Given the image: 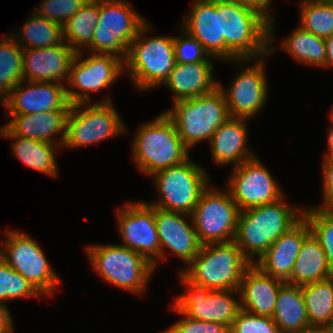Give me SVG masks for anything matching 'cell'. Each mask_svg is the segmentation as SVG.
I'll return each mask as SVG.
<instances>
[{
	"instance_id": "cell-1",
	"label": "cell",
	"mask_w": 333,
	"mask_h": 333,
	"mask_svg": "<svg viewBox=\"0 0 333 333\" xmlns=\"http://www.w3.org/2000/svg\"><path fill=\"white\" fill-rule=\"evenodd\" d=\"M286 198L239 213L234 242L252 264L303 217L304 206L296 207Z\"/></svg>"
},
{
	"instance_id": "cell-2",
	"label": "cell",
	"mask_w": 333,
	"mask_h": 333,
	"mask_svg": "<svg viewBox=\"0 0 333 333\" xmlns=\"http://www.w3.org/2000/svg\"><path fill=\"white\" fill-rule=\"evenodd\" d=\"M133 137L132 160L144 175L152 176L190 158V149L184 144L174 122L165 112L138 126Z\"/></svg>"
},
{
	"instance_id": "cell-3",
	"label": "cell",
	"mask_w": 333,
	"mask_h": 333,
	"mask_svg": "<svg viewBox=\"0 0 333 333\" xmlns=\"http://www.w3.org/2000/svg\"><path fill=\"white\" fill-rule=\"evenodd\" d=\"M220 39L226 45V62L256 59L269 54V19L258 10L219 0Z\"/></svg>"
},
{
	"instance_id": "cell-4",
	"label": "cell",
	"mask_w": 333,
	"mask_h": 333,
	"mask_svg": "<svg viewBox=\"0 0 333 333\" xmlns=\"http://www.w3.org/2000/svg\"><path fill=\"white\" fill-rule=\"evenodd\" d=\"M154 29L147 21L131 42L124 60L125 73L138 91L162 86L176 64L174 36H150Z\"/></svg>"
},
{
	"instance_id": "cell-5",
	"label": "cell",
	"mask_w": 333,
	"mask_h": 333,
	"mask_svg": "<svg viewBox=\"0 0 333 333\" xmlns=\"http://www.w3.org/2000/svg\"><path fill=\"white\" fill-rule=\"evenodd\" d=\"M252 263L234 241L201 245L181 272L189 281L216 290H239L242 276Z\"/></svg>"
},
{
	"instance_id": "cell-6",
	"label": "cell",
	"mask_w": 333,
	"mask_h": 333,
	"mask_svg": "<svg viewBox=\"0 0 333 333\" xmlns=\"http://www.w3.org/2000/svg\"><path fill=\"white\" fill-rule=\"evenodd\" d=\"M91 267L105 283L144 294L155 268L144 256L119 244H91L85 246Z\"/></svg>"
},
{
	"instance_id": "cell-7",
	"label": "cell",
	"mask_w": 333,
	"mask_h": 333,
	"mask_svg": "<svg viewBox=\"0 0 333 333\" xmlns=\"http://www.w3.org/2000/svg\"><path fill=\"white\" fill-rule=\"evenodd\" d=\"M174 122L184 144L191 150L197 144L209 143L214 132L230 118L223 92H213L173 103L164 111Z\"/></svg>"
},
{
	"instance_id": "cell-8",
	"label": "cell",
	"mask_w": 333,
	"mask_h": 333,
	"mask_svg": "<svg viewBox=\"0 0 333 333\" xmlns=\"http://www.w3.org/2000/svg\"><path fill=\"white\" fill-rule=\"evenodd\" d=\"M126 126L109 95L90 103L73 104L66 119L64 148H79L127 134Z\"/></svg>"
},
{
	"instance_id": "cell-9",
	"label": "cell",
	"mask_w": 333,
	"mask_h": 333,
	"mask_svg": "<svg viewBox=\"0 0 333 333\" xmlns=\"http://www.w3.org/2000/svg\"><path fill=\"white\" fill-rule=\"evenodd\" d=\"M5 231L4 239L1 240L0 258L21 274L44 298L55 295L62 280L38 241L17 229L6 228Z\"/></svg>"
},
{
	"instance_id": "cell-10",
	"label": "cell",
	"mask_w": 333,
	"mask_h": 333,
	"mask_svg": "<svg viewBox=\"0 0 333 333\" xmlns=\"http://www.w3.org/2000/svg\"><path fill=\"white\" fill-rule=\"evenodd\" d=\"M127 0H99V20L87 53L126 59L129 46L148 21Z\"/></svg>"
},
{
	"instance_id": "cell-11",
	"label": "cell",
	"mask_w": 333,
	"mask_h": 333,
	"mask_svg": "<svg viewBox=\"0 0 333 333\" xmlns=\"http://www.w3.org/2000/svg\"><path fill=\"white\" fill-rule=\"evenodd\" d=\"M158 193L156 201L149 202L162 210L191 215L202 191L211 179L202 165L189 158L187 161L160 170L150 176Z\"/></svg>"
},
{
	"instance_id": "cell-12",
	"label": "cell",
	"mask_w": 333,
	"mask_h": 333,
	"mask_svg": "<svg viewBox=\"0 0 333 333\" xmlns=\"http://www.w3.org/2000/svg\"><path fill=\"white\" fill-rule=\"evenodd\" d=\"M223 189L209 184L191 213L201 245L234 241L240 210L227 188Z\"/></svg>"
},
{
	"instance_id": "cell-13",
	"label": "cell",
	"mask_w": 333,
	"mask_h": 333,
	"mask_svg": "<svg viewBox=\"0 0 333 333\" xmlns=\"http://www.w3.org/2000/svg\"><path fill=\"white\" fill-rule=\"evenodd\" d=\"M268 56L269 54L256 59L229 61L241 68L239 72H236L237 74L228 88L218 81V87L225 96L230 117L251 120L264 107L268 100L270 87L265 65Z\"/></svg>"
},
{
	"instance_id": "cell-14",
	"label": "cell",
	"mask_w": 333,
	"mask_h": 333,
	"mask_svg": "<svg viewBox=\"0 0 333 333\" xmlns=\"http://www.w3.org/2000/svg\"><path fill=\"white\" fill-rule=\"evenodd\" d=\"M85 54V51L76 52L70 66L65 88L71 105L93 103L91 93L110 88L125 74L124 59L112 54L93 53H88L86 58Z\"/></svg>"
},
{
	"instance_id": "cell-15",
	"label": "cell",
	"mask_w": 333,
	"mask_h": 333,
	"mask_svg": "<svg viewBox=\"0 0 333 333\" xmlns=\"http://www.w3.org/2000/svg\"><path fill=\"white\" fill-rule=\"evenodd\" d=\"M178 276L185 286V292L175 296L172 304L181 313L196 320L222 323L228 328L231 327L241 309L238 290L212 291L192 283L181 272Z\"/></svg>"
},
{
	"instance_id": "cell-16",
	"label": "cell",
	"mask_w": 333,
	"mask_h": 333,
	"mask_svg": "<svg viewBox=\"0 0 333 333\" xmlns=\"http://www.w3.org/2000/svg\"><path fill=\"white\" fill-rule=\"evenodd\" d=\"M123 205L116 210L117 228L122 240L119 245L141 254L157 270L160 263V241L155 207L145 200L128 201Z\"/></svg>"
},
{
	"instance_id": "cell-17",
	"label": "cell",
	"mask_w": 333,
	"mask_h": 333,
	"mask_svg": "<svg viewBox=\"0 0 333 333\" xmlns=\"http://www.w3.org/2000/svg\"><path fill=\"white\" fill-rule=\"evenodd\" d=\"M259 156L231 168L226 188L240 212L278 201L286 195Z\"/></svg>"
},
{
	"instance_id": "cell-18",
	"label": "cell",
	"mask_w": 333,
	"mask_h": 333,
	"mask_svg": "<svg viewBox=\"0 0 333 333\" xmlns=\"http://www.w3.org/2000/svg\"><path fill=\"white\" fill-rule=\"evenodd\" d=\"M155 221L160 241V262L167 261L172 254L187 266L201 247L191 215L155 207Z\"/></svg>"
},
{
	"instance_id": "cell-19",
	"label": "cell",
	"mask_w": 333,
	"mask_h": 333,
	"mask_svg": "<svg viewBox=\"0 0 333 333\" xmlns=\"http://www.w3.org/2000/svg\"><path fill=\"white\" fill-rule=\"evenodd\" d=\"M66 85L56 82L22 80L2 101L6 114H34L51 110H70Z\"/></svg>"
},
{
	"instance_id": "cell-20",
	"label": "cell",
	"mask_w": 333,
	"mask_h": 333,
	"mask_svg": "<svg viewBox=\"0 0 333 333\" xmlns=\"http://www.w3.org/2000/svg\"><path fill=\"white\" fill-rule=\"evenodd\" d=\"M75 54L64 41L52 47L23 49V80L65 85Z\"/></svg>"
},
{
	"instance_id": "cell-21",
	"label": "cell",
	"mask_w": 333,
	"mask_h": 333,
	"mask_svg": "<svg viewBox=\"0 0 333 333\" xmlns=\"http://www.w3.org/2000/svg\"><path fill=\"white\" fill-rule=\"evenodd\" d=\"M180 27L195 37L211 57L226 62V45L220 39L219 0H194Z\"/></svg>"
},
{
	"instance_id": "cell-22",
	"label": "cell",
	"mask_w": 333,
	"mask_h": 333,
	"mask_svg": "<svg viewBox=\"0 0 333 333\" xmlns=\"http://www.w3.org/2000/svg\"><path fill=\"white\" fill-rule=\"evenodd\" d=\"M311 229L304 217L274 241L267 251L254 263L264 273L287 282Z\"/></svg>"
},
{
	"instance_id": "cell-23",
	"label": "cell",
	"mask_w": 333,
	"mask_h": 333,
	"mask_svg": "<svg viewBox=\"0 0 333 333\" xmlns=\"http://www.w3.org/2000/svg\"><path fill=\"white\" fill-rule=\"evenodd\" d=\"M248 120L230 117L217 128L208 143L214 164L233 168L256 156L248 145Z\"/></svg>"
},
{
	"instance_id": "cell-24",
	"label": "cell",
	"mask_w": 333,
	"mask_h": 333,
	"mask_svg": "<svg viewBox=\"0 0 333 333\" xmlns=\"http://www.w3.org/2000/svg\"><path fill=\"white\" fill-rule=\"evenodd\" d=\"M285 282L264 273L258 266L251 264L242 276L239 287L241 309L272 317L277 296Z\"/></svg>"
},
{
	"instance_id": "cell-25",
	"label": "cell",
	"mask_w": 333,
	"mask_h": 333,
	"mask_svg": "<svg viewBox=\"0 0 333 333\" xmlns=\"http://www.w3.org/2000/svg\"><path fill=\"white\" fill-rule=\"evenodd\" d=\"M69 110H51L34 114H5L4 126L14 135L50 142L63 147ZM60 135V136H59ZM55 136L60 139L56 141Z\"/></svg>"
},
{
	"instance_id": "cell-26",
	"label": "cell",
	"mask_w": 333,
	"mask_h": 333,
	"mask_svg": "<svg viewBox=\"0 0 333 333\" xmlns=\"http://www.w3.org/2000/svg\"><path fill=\"white\" fill-rule=\"evenodd\" d=\"M213 62L174 65L163 86L172 92V102L194 98L213 92L218 87Z\"/></svg>"
},
{
	"instance_id": "cell-27",
	"label": "cell",
	"mask_w": 333,
	"mask_h": 333,
	"mask_svg": "<svg viewBox=\"0 0 333 333\" xmlns=\"http://www.w3.org/2000/svg\"><path fill=\"white\" fill-rule=\"evenodd\" d=\"M274 17L269 20V54L279 49L287 52L291 58L304 66L326 69L325 39L317 37L302 29L299 25L291 33L282 39V46H274L275 21Z\"/></svg>"
},
{
	"instance_id": "cell-28",
	"label": "cell",
	"mask_w": 333,
	"mask_h": 333,
	"mask_svg": "<svg viewBox=\"0 0 333 333\" xmlns=\"http://www.w3.org/2000/svg\"><path fill=\"white\" fill-rule=\"evenodd\" d=\"M0 137L12 140L10 145L13 156L27 167L35 169L51 178L59 176L56 151L61 146L50 142L16 136L4 125L0 128Z\"/></svg>"
},
{
	"instance_id": "cell-29",
	"label": "cell",
	"mask_w": 333,
	"mask_h": 333,
	"mask_svg": "<svg viewBox=\"0 0 333 333\" xmlns=\"http://www.w3.org/2000/svg\"><path fill=\"white\" fill-rule=\"evenodd\" d=\"M333 276L325 251L311 233L303 242L294 263L288 284L303 286Z\"/></svg>"
},
{
	"instance_id": "cell-30",
	"label": "cell",
	"mask_w": 333,
	"mask_h": 333,
	"mask_svg": "<svg viewBox=\"0 0 333 333\" xmlns=\"http://www.w3.org/2000/svg\"><path fill=\"white\" fill-rule=\"evenodd\" d=\"M272 319L281 333H300L310 326L301 286H281Z\"/></svg>"
},
{
	"instance_id": "cell-31",
	"label": "cell",
	"mask_w": 333,
	"mask_h": 333,
	"mask_svg": "<svg viewBox=\"0 0 333 333\" xmlns=\"http://www.w3.org/2000/svg\"><path fill=\"white\" fill-rule=\"evenodd\" d=\"M30 15L32 16L20 26V31L10 33L22 49L52 47L63 42L60 24L39 16L35 11Z\"/></svg>"
},
{
	"instance_id": "cell-32",
	"label": "cell",
	"mask_w": 333,
	"mask_h": 333,
	"mask_svg": "<svg viewBox=\"0 0 333 333\" xmlns=\"http://www.w3.org/2000/svg\"><path fill=\"white\" fill-rule=\"evenodd\" d=\"M99 20V0H88L62 26L63 41L75 52L84 51L92 42Z\"/></svg>"
},
{
	"instance_id": "cell-33",
	"label": "cell",
	"mask_w": 333,
	"mask_h": 333,
	"mask_svg": "<svg viewBox=\"0 0 333 333\" xmlns=\"http://www.w3.org/2000/svg\"><path fill=\"white\" fill-rule=\"evenodd\" d=\"M310 326H324L333 319V276L301 286Z\"/></svg>"
},
{
	"instance_id": "cell-34",
	"label": "cell",
	"mask_w": 333,
	"mask_h": 333,
	"mask_svg": "<svg viewBox=\"0 0 333 333\" xmlns=\"http://www.w3.org/2000/svg\"><path fill=\"white\" fill-rule=\"evenodd\" d=\"M23 80V49L7 34L0 40V101Z\"/></svg>"
},
{
	"instance_id": "cell-35",
	"label": "cell",
	"mask_w": 333,
	"mask_h": 333,
	"mask_svg": "<svg viewBox=\"0 0 333 333\" xmlns=\"http://www.w3.org/2000/svg\"><path fill=\"white\" fill-rule=\"evenodd\" d=\"M299 26L320 38L333 35V0H299Z\"/></svg>"
},
{
	"instance_id": "cell-36",
	"label": "cell",
	"mask_w": 333,
	"mask_h": 333,
	"mask_svg": "<svg viewBox=\"0 0 333 333\" xmlns=\"http://www.w3.org/2000/svg\"><path fill=\"white\" fill-rule=\"evenodd\" d=\"M43 298L18 272L0 258V302L8 304L14 299Z\"/></svg>"
},
{
	"instance_id": "cell-37",
	"label": "cell",
	"mask_w": 333,
	"mask_h": 333,
	"mask_svg": "<svg viewBox=\"0 0 333 333\" xmlns=\"http://www.w3.org/2000/svg\"><path fill=\"white\" fill-rule=\"evenodd\" d=\"M303 217L308 222L311 233L325 251L330 271L333 273V213L304 205Z\"/></svg>"
},
{
	"instance_id": "cell-38",
	"label": "cell",
	"mask_w": 333,
	"mask_h": 333,
	"mask_svg": "<svg viewBox=\"0 0 333 333\" xmlns=\"http://www.w3.org/2000/svg\"><path fill=\"white\" fill-rule=\"evenodd\" d=\"M180 33V36L178 34L174 35V54L177 63L212 62V59L216 61L204 50L202 44L195 37L188 34L181 27Z\"/></svg>"
},
{
	"instance_id": "cell-39",
	"label": "cell",
	"mask_w": 333,
	"mask_h": 333,
	"mask_svg": "<svg viewBox=\"0 0 333 333\" xmlns=\"http://www.w3.org/2000/svg\"><path fill=\"white\" fill-rule=\"evenodd\" d=\"M87 1L88 0H41L33 11L39 16L63 26Z\"/></svg>"
},
{
	"instance_id": "cell-40",
	"label": "cell",
	"mask_w": 333,
	"mask_h": 333,
	"mask_svg": "<svg viewBox=\"0 0 333 333\" xmlns=\"http://www.w3.org/2000/svg\"><path fill=\"white\" fill-rule=\"evenodd\" d=\"M229 330L232 333H281L272 317L253 314L243 309H240Z\"/></svg>"
},
{
	"instance_id": "cell-41",
	"label": "cell",
	"mask_w": 333,
	"mask_h": 333,
	"mask_svg": "<svg viewBox=\"0 0 333 333\" xmlns=\"http://www.w3.org/2000/svg\"><path fill=\"white\" fill-rule=\"evenodd\" d=\"M171 307V310L182 316L181 319L167 327L171 333H226L229 330L222 323L196 320L181 313L173 304Z\"/></svg>"
},
{
	"instance_id": "cell-42",
	"label": "cell",
	"mask_w": 333,
	"mask_h": 333,
	"mask_svg": "<svg viewBox=\"0 0 333 333\" xmlns=\"http://www.w3.org/2000/svg\"><path fill=\"white\" fill-rule=\"evenodd\" d=\"M322 198L323 201L320 205H317L313 208L320 211L333 213V159L326 158L322 159Z\"/></svg>"
},
{
	"instance_id": "cell-43",
	"label": "cell",
	"mask_w": 333,
	"mask_h": 333,
	"mask_svg": "<svg viewBox=\"0 0 333 333\" xmlns=\"http://www.w3.org/2000/svg\"><path fill=\"white\" fill-rule=\"evenodd\" d=\"M236 4H242L258 10L263 13L269 20L273 18L274 12L272 11L271 1L272 0H225Z\"/></svg>"
},
{
	"instance_id": "cell-44",
	"label": "cell",
	"mask_w": 333,
	"mask_h": 333,
	"mask_svg": "<svg viewBox=\"0 0 333 333\" xmlns=\"http://www.w3.org/2000/svg\"><path fill=\"white\" fill-rule=\"evenodd\" d=\"M14 318L7 304L0 302V333H14Z\"/></svg>"
},
{
	"instance_id": "cell-45",
	"label": "cell",
	"mask_w": 333,
	"mask_h": 333,
	"mask_svg": "<svg viewBox=\"0 0 333 333\" xmlns=\"http://www.w3.org/2000/svg\"><path fill=\"white\" fill-rule=\"evenodd\" d=\"M326 68L333 67V35L325 39Z\"/></svg>"
},
{
	"instance_id": "cell-46",
	"label": "cell",
	"mask_w": 333,
	"mask_h": 333,
	"mask_svg": "<svg viewBox=\"0 0 333 333\" xmlns=\"http://www.w3.org/2000/svg\"><path fill=\"white\" fill-rule=\"evenodd\" d=\"M327 143H328V151L325 152L323 159L332 158L333 159V124H330L327 131Z\"/></svg>"
},
{
	"instance_id": "cell-47",
	"label": "cell",
	"mask_w": 333,
	"mask_h": 333,
	"mask_svg": "<svg viewBox=\"0 0 333 333\" xmlns=\"http://www.w3.org/2000/svg\"><path fill=\"white\" fill-rule=\"evenodd\" d=\"M300 333H327L323 326H309Z\"/></svg>"
},
{
	"instance_id": "cell-48",
	"label": "cell",
	"mask_w": 333,
	"mask_h": 333,
	"mask_svg": "<svg viewBox=\"0 0 333 333\" xmlns=\"http://www.w3.org/2000/svg\"><path fill=\"white\" fill-rule=\"evenodd\" d=\"M323 327L326 329L327 333H333V319L327 322Z\"/></svg>"
},
{
	"instance_id": "cell-49",
	"label": "cell",
	"mask_w": 333,
	"mask_h": 333,
	"mask_svg": "<svg viewBox=\"0 0 333 333\" xmlns=\"http://www.w3.org/2000/svg\"><path fill=\"white\" fill-rule=\"evenodd\" d=\"M329 111H330L329 112V121L331 122V124H333V104Z\"/></svg>"
},
{
	"instance_id": "cell-50",
	"label": "cell",
	"mask_w": 333,
	"mask_h": 333,
	"mask_svg": "<svg viewBox=\"0 0 333 333\" xmlns=\"http://www.w3.org/2000/svg\"><path fill=\"white\" fill-rule=\"evenodd\" d=\"M157 333H171L168 329H166V330H161V332H157Z\"/></svg>"
},
{
	"instance_id": "cell-51",
	"label": "cell",
	"mask_w": 333,
	"mask_h": 333,
	"mask_svg": "<svg viewBox=\"0 0 333 333\" xmlns=\"http://www.w3.org/2000/svg\"><path fill=\"white\" fill-rule=\"evenodd\" d=\"M0 236H1V234H0ZM1 238V237H0ZM1 240H2V238L0 239V253H1Z\"/></svg>"
}]
</instances>
